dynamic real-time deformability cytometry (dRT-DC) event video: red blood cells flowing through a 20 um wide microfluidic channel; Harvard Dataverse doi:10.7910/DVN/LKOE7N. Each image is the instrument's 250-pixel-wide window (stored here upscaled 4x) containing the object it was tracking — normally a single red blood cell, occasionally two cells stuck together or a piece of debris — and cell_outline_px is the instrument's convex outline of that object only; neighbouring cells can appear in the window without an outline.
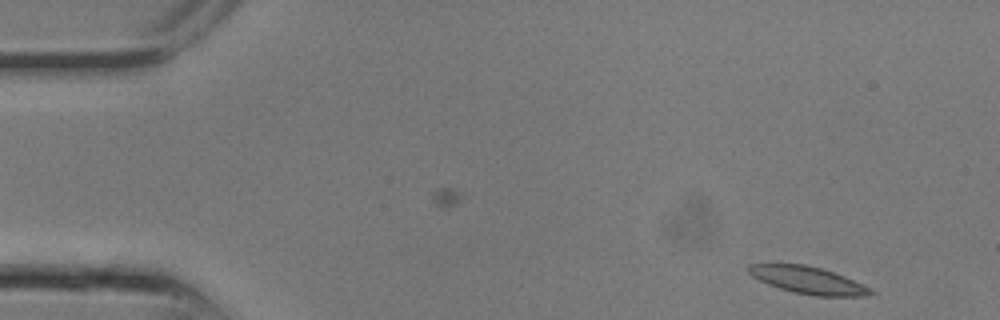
{"species": "common noctule bat (a hibernating species)", "species_latin": "Nyctalus noctula", "temperature_condition": "room temperature", "stored_images_in_passage": 2, "camera_frame_rate_fps": 3000, "um_per_image_px": 0.085, "animal": {"sex": "male", "body_mass_g": 13.3}, "frame": {"image": 1, "passage_image": 2, "time_ms": 0.333, "image_size_px": [1000, 320], "cell_outline_px": [[876, 292], [864, 296], [816, 296], [792, 292], [768, 284], [752, 276], [748, 272], [748, 264], [804, 264], [820, 268], [844, 276], [864, 284], [872, 288]], "centroid_in_image_um": [68.71, 23.82], "position_along_channel_um": 16.3, "area_um2": 19.25}}